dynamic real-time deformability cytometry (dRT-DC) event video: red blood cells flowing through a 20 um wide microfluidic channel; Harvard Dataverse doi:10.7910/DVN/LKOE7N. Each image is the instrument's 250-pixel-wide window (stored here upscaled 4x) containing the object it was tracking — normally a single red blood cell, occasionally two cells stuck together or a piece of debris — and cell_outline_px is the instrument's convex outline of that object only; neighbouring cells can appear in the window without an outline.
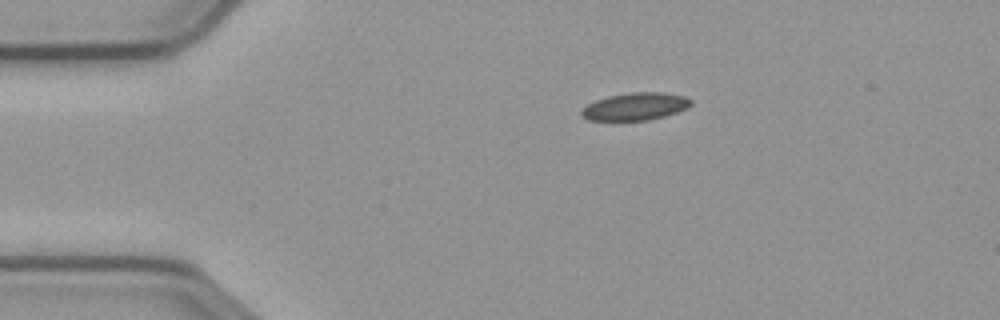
{"species": "common noctule bat (a hibernating species)", "species_latin": "Nyctalus noctula", "temperature_condition": "cold", "stored_images_in_passage": 47, "camera_frame_rate_fps": 3000, "um_per_image_px": 0.085, "animal": {"sex": "male", "body_mass_g": 23.1, "forearm_length_mm": 52.7}, "frame": {"image": 1, "passage_image": 1, "time_ms": 0.0, "image_size_px": [1000, 320], "cell_outline_px": [[692, 104], [676, 112], [664, 116], [648, 120], [588, 120], [580, 112], [588, 104], [596, 100], [608, 96], [632, 92], [664, 92], [684, 96], [692, 100]], "centroid_in_image_um": [54.01, 9.04], "position_along_channel_um": 31.0, "area_um2": 17.28}}
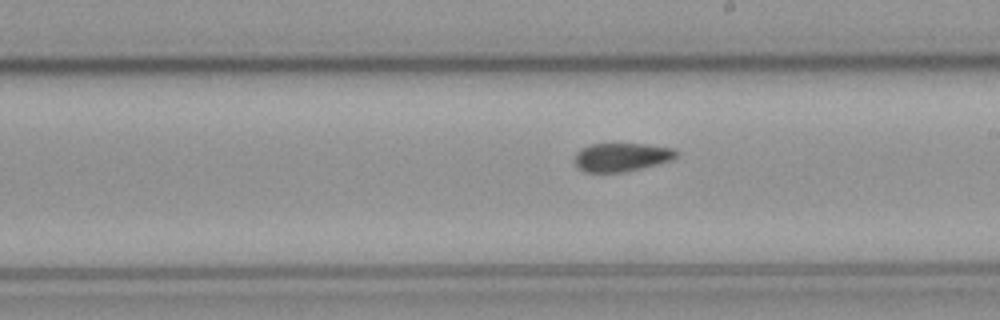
{"frame": {"image": 2, "passage_image": 22, "time_ms": 7.0, "image_size_px": [1000, 320], "cell_outline_px": [[676, 156], [668, 160], [656, 164], [624, 172], [584, 172], [576, 164], [576, 152], [580, 148], [588, 144], [644, 144], [672, 148], [676, 152]], "centroid_in_image_um": [52.77, 13.35], "position_along_channel_um": 236.2, "area_um2": 16.53}}
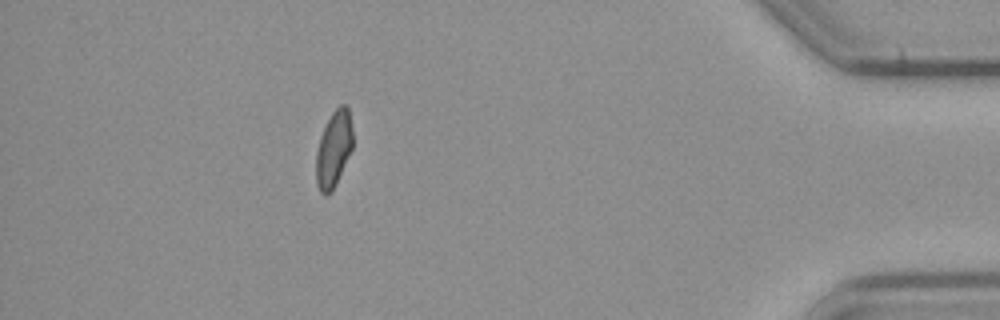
{"frame": {"image": 3, "passage_image": 41, "time_ms": 13.333, "image_size_px": [1000, 320], "cell_outline_px": [[352, 148], [336, 184], [324, 196], [320, 192], [316, 184], [316, 152], [320, 136], [332, 112], [340, 104], [344, 104], [348, 108], [352, 128]], "centroid_in_image_um": [28.35, 12.66], "position_along_channel_um": 406.9, "area_um2": 16.07}, "authors_computed_cell_mechanics": {"area_um2": 17.34, "velocity_mm_per_s": 3.5863, "shape_relaxation_time_tau1_ms": null, "shape_relaxation_time_tau2_ms": 3.9247, "deformation_change_tau1": null, "deformation_change_tau2": 0.0816}}